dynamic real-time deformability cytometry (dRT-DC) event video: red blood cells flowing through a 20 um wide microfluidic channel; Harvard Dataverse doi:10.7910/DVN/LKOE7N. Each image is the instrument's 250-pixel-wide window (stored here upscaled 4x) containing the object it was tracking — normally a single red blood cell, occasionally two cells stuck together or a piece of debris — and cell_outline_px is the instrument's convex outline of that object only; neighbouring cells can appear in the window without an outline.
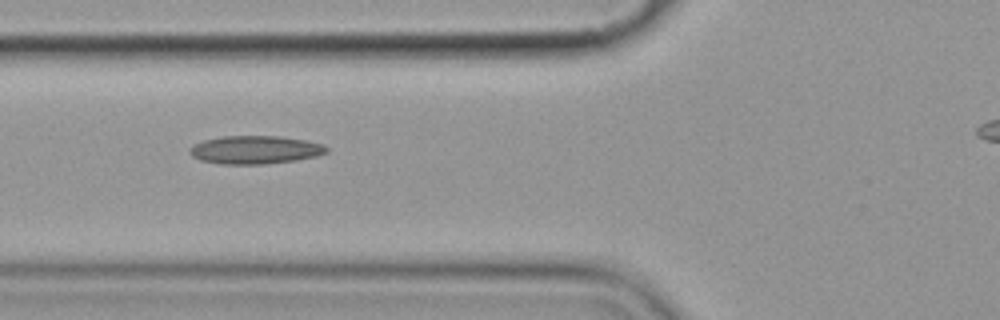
{"species": "common noctule bat (a hibernating species)", "species_latin": "Nyctalus noctula", "temperature_condition": "cold", "stored_images_in_passage": 8, "camera_frame_rate_fps": 3000, "um_per_image_px": 0.085, "animal": {"sex": "female", "body_mass_g": 19.9}, "frame": {"image": 1, "passage_image": 7, "time_ms": 8.0, "image_size_px": [1000, 320], "cell_outline_px": [[328, 152], [316, 156], [296, 160], [264, 164], [220, 164], [200, 160], [192, 156], [188, 152], [188, 148], [204, 140], [220, 136], [280, 136], [304, 140], [324, 144], [328, 148]], "centroid_in_image_um": [21.68, 12.73], "position_along_channel_um": 104.1, "area_um2": 22.54}}
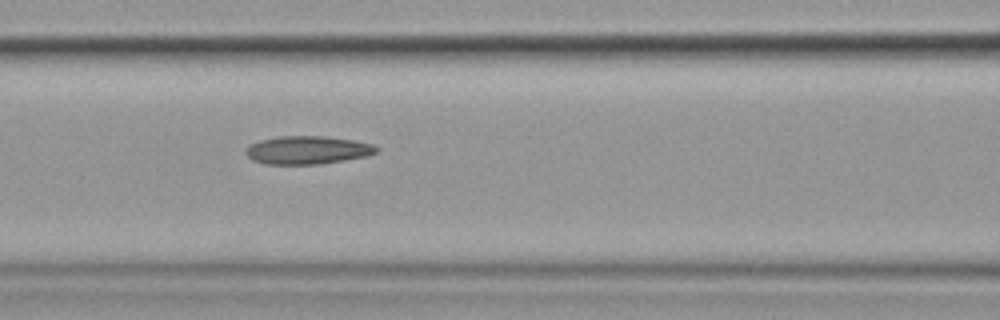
{"frame": {"image": 2, "passage_image": 8, "time_ms": 9.0, "image_size_px": [1000, 320], "cell_outline_px": [[380, 148], [376, 152], [368, 156], [344, 160], [316, 164], [264, 164], [252, 160], [244, 152], [252, 144], [260, 140], [276, 136], [324, 136], [352, 140], [372, 144]], "centroid_in_image_um": [26.13, 12.75], "position_along_channel_um": 140.5, "area_um2": 21.33}}